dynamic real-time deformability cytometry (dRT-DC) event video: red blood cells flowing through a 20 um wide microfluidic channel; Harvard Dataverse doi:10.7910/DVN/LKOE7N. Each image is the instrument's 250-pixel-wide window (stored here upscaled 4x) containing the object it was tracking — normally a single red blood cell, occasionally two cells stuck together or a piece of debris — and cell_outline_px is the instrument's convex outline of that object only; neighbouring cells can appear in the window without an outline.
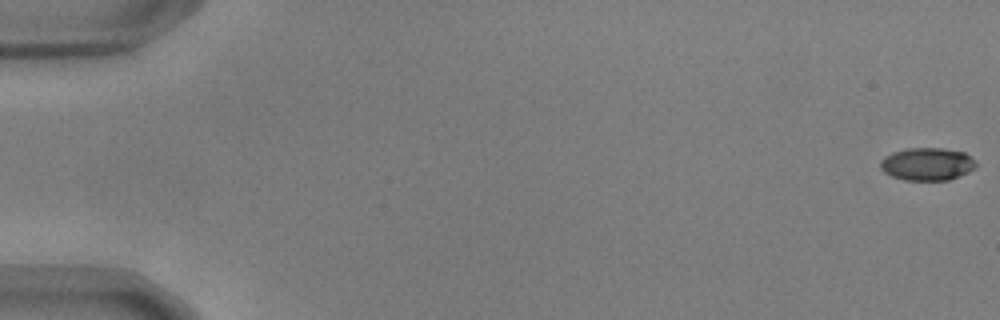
{"species": "common noctule bat (a hibernating species)", "species_latin": "Nyctalus noctula", "temperature_condition": "warm", "stored_images_in_passage": 18, "camera_frame_rate_fps": 3000, "um_per_image_px": 0.085, "animal": {"sex": "male", "body_mass_g": 17.9, "forearm_length_mm": 54.2}, "frame": {"image": 1, "passage_image": 1, "time_ms": 0.0, "image_size_px": [1000, 320], "cell_outline_px": [[976, 164], [972, 168], [948, 180], [904, 180], [892, 176], [884, 172], [880, 168], [880, 160], [884, 156], [892, 152], [908, 148], [940, 148], [964, 152]], "centroid_in_image_um": [78.71, 13.93], "position_along_channel_um": 6.3, "area_um2": 17.86}}
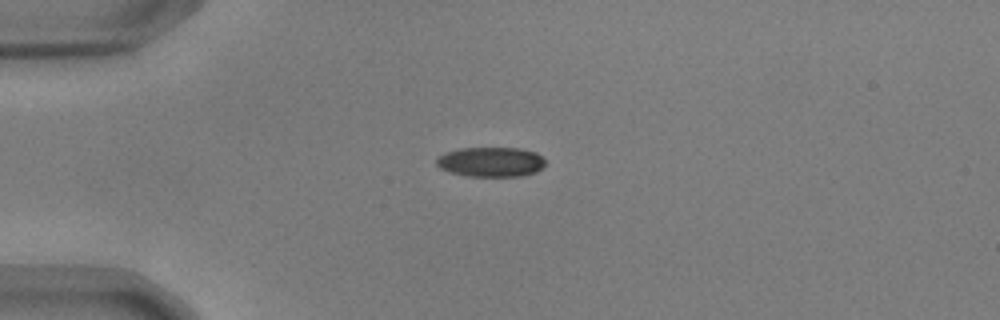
{"frame": {"image": 2, "passage_image": 15, "time_ms": 4.667, "image_size_px": [1000, 320], "cell_outline_px": [[544, 164], [536, 172], [520, 176], [468, 176], [448, 172], [440, 168], [436, 164], [436, 160], [444, 152], [460, 148], [520, 148], [536, 152], [544, 160]], "centroid_in_image_um": [41.69, 13.76], "position_along_channel_um": 43.3, "area_um2": 18.84}}